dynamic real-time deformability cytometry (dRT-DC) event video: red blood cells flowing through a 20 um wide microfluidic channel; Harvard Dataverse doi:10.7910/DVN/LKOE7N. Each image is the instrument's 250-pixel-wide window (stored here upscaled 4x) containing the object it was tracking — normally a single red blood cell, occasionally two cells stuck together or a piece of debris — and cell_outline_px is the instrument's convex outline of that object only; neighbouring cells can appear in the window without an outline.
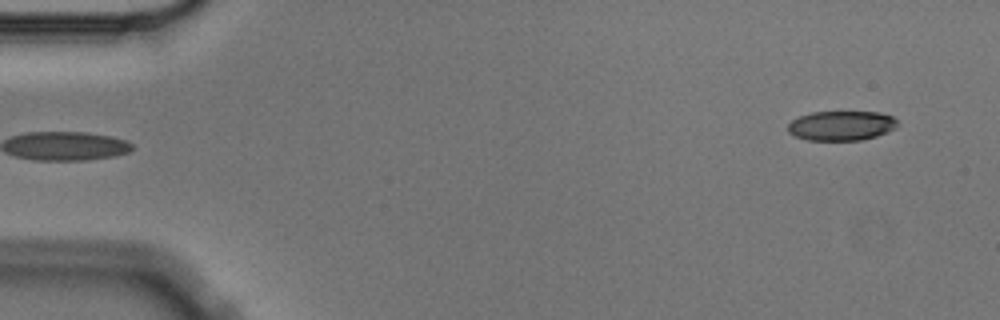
{"species": "Egyptian fruit bat (a non-hibernating species)", "species_latin": "Rousettus aegyptiacus", "temperature_condition": "cold", "stored_images_in_passage": 6, "segment_of_instrument_passage": [2, 2], "camera_frame_rate_fps": 3000, "um_per_image_px": 0.085, "animal": {"sex": "male"}, "frame": {"image": 1, "passage_image": 6, "time_ms": 1.667, "image_size_px": [1000, 320], "cell_outline_px": [[896, 128], [888, 132], [876, 136], [860, 140], [808, 140], [796, 136], [788, 132], [788, 124], [792, 120], [800, 116], [812, 112], [880, 112], [892, 116], [896, 120]], "centroid_in_image_um": [71.52, 10.68], "position_along_channel_um": 13.5, "area_um2": 18.84}}